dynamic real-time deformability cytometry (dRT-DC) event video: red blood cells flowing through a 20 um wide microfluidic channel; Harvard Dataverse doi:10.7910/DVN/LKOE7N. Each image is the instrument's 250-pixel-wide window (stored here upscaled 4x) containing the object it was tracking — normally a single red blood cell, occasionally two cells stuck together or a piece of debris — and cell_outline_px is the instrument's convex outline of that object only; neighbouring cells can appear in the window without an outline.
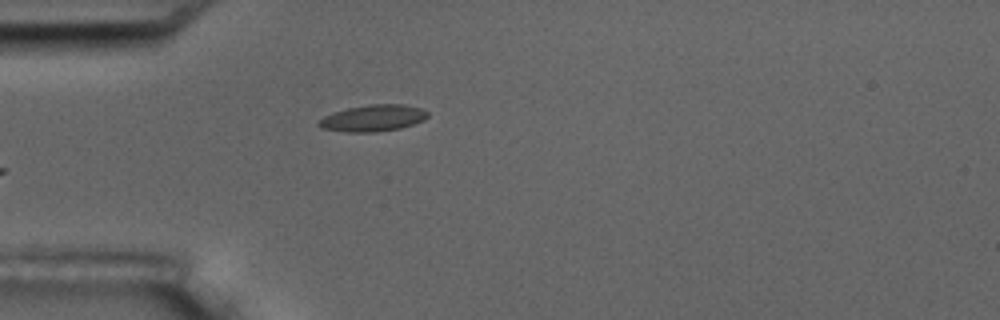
{"species": "common noctule bat (a hibernating species)", "species_latin": "Nyctalus noctula", "temperature_condition": "room temperature", "stored_images_in_passage": 5, "camera_frame_rate_fps": 3000, "um_per_image_px": 0.085, "animal": {"sex": "male", "body_mass_g": 17.5, "forearm_length_mm": 52.3}, "frame": {"image": 1, "passage_image": 5, "time_ms": 5.667, "image_size_px": [1000, 320], "cell_outline_px": [[428, 116], [424, 120], [400, 128], [376, 132], [344, 132], [320, 128], [316, 124], [324, 116], [332, 112], [348, 108], [368, 104], [404, 104], [420, 108], [428, 112]], "centroid_in_image_um": [31.68, 10.04], "position_along_channel_um": 53.3, "area_um2": 16.94}}